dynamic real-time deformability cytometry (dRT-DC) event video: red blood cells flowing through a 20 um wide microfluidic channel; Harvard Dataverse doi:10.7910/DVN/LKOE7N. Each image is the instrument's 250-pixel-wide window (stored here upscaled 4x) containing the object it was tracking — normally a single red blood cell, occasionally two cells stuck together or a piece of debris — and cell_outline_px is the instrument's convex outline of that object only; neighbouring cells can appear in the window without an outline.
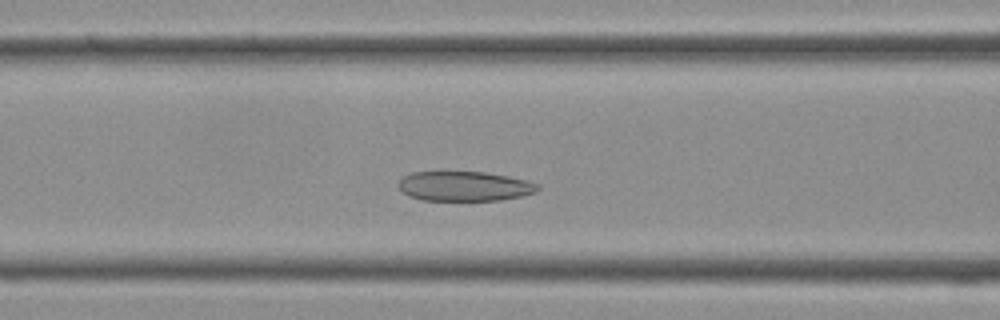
{"species": "Egyptian fruit bat (a non-hibernating species)", "species_latin": "Rousettus aegyptiacus", "temperature_condition": "cold", "stored_images_in_passage": 34, "camera_frame_rate_fps": 3000, "um_per_image_px": 0.085, "frame": {"image": 1, "passage_image": 11, "time_ms": 3.333, "image_size_px": [1000, 320], "cell_outline_px": [[540, 188], [536, 192], [520, 196], [500, 200], [424, 200], [408, 196], [400, 192], [396, 184], [404, 176], [412, 172], [484, 172], [508, 176], [540, 184]], "centroid_in_image_um": [39.44, 15.83], "position_along_channel_um": 127.2, "area_um2": 24.16}}
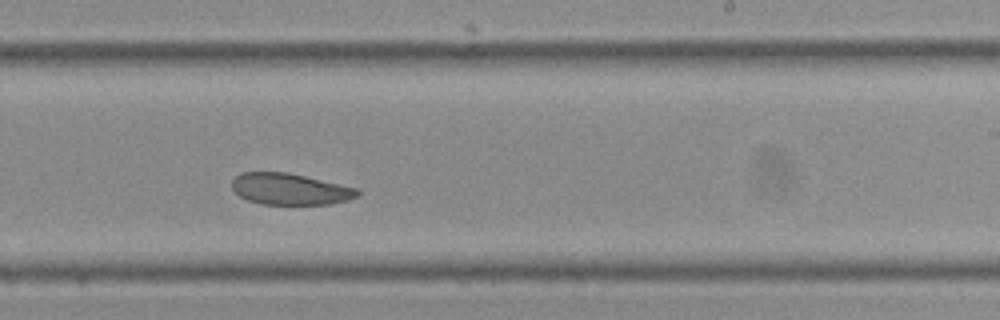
{"frame": {"image": 2, "passage_image": 19, "time_ms": 6.0, "image_size_px": [1000, 320], "cell_outline_px": [[360, 192], [356, 196], [348, 200], [328, 204], [260, 204], [248, 200], [240, 196], [232, 188], [232, 180], [240, 172], [288, 172], [356, 188]], "centroid_in_image_um": [24.61, 16.07], "position_along_channel_um": 264.4, "area_um2": 22.77}}
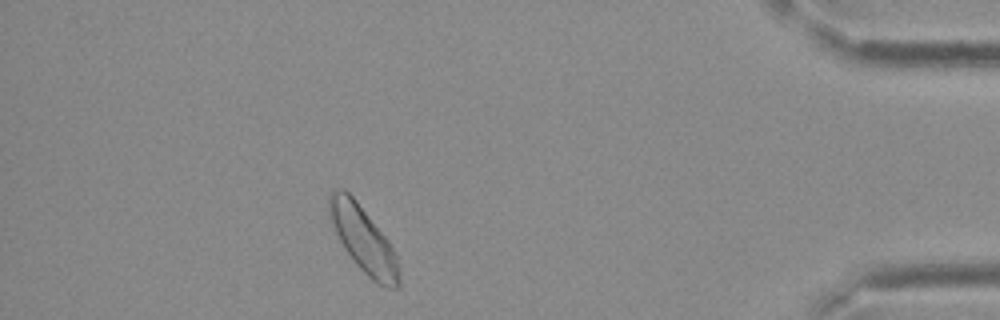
{"frame": {"image": 3, "passage_image": 30, "time_ms": 9.667, "image_size_px": [1000, 320], "cell_outline_px": [[400, 288], [388, 288], [376, 284], [352, 260], [344, 248], [328, 216], [328, 196], [332, 188], [344, 188], [356, 200], [388, 240], [396, 256], [400, 268]], "centroid_in_image_um": [30.88, 20.35], "position_along_channel_um": 404.3, "area_um2": 26.99}}